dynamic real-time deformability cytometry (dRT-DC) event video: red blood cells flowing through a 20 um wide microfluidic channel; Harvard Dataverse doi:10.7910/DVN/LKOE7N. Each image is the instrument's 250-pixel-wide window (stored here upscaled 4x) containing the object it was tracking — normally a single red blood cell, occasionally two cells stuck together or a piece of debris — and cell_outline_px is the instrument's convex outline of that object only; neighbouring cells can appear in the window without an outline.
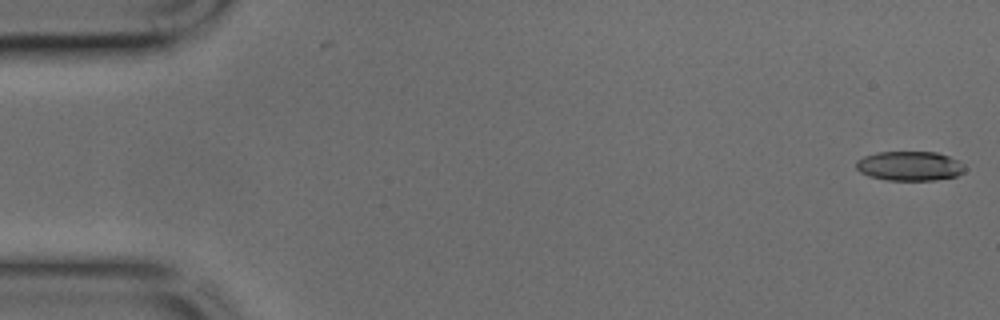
{"species": "common noctule bat (a hibernating species)", "species_latin": "Nyctalus noctula", "temperature_condition": "cold", "stored_images_in_passage": 45, "camera_frame_rate_fps": 3000, "um_per_image_px": 0.085, "animal": {"sex": "male", "body_mass_g": 17.9, "forearm_length_mm": 54.2}, "frame": {"image": 1, "passage_image": 1, "time_ms": 0.0, "image_size_px": [1000, 320], "cell_outline_px": [[968, 168], [964, 172], [956, 176], [936, 180], [888, 180], [868, 176], [860, 172], [856, 168], [856, 160], [864, 156], [876, 152], [936, 152], [948, 156], [964, 164]], "centroid_in_image_um": [77.32, 14.11], "position_along_channel_um": 7.7, "area_um2": 18.79}}
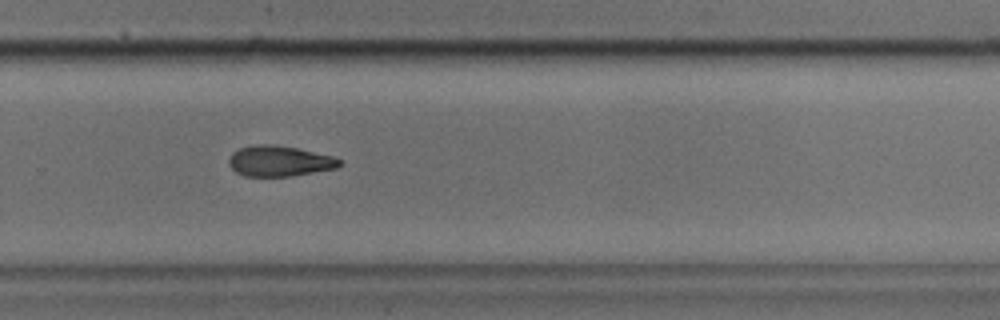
{"frame": {"image": 2, "passage_image": 30, "time_ms": 9.667, "image_size_px": [1000, 320], "cell_outline_px": [[344, 164], [336, 168], [292, 176], [244, 176], [236, 172], [228, 164], [228, 160], [232, 152], [240, 148], [256, 144], [272, 144], [296, 148], [332, 156], [340, 160]], "centroid_in_image_um": [23.73, 13.69], "position_along_channel_um": 306.1, "area_um2": 19.71}}
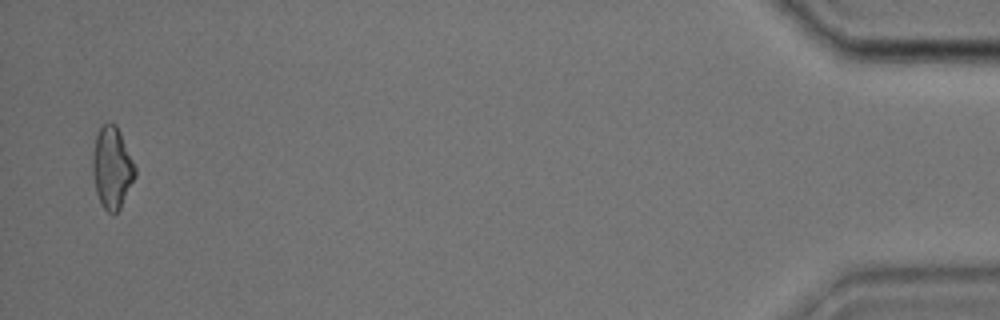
{"frame": {"image": 3, "passage_image": 44, "time_ms": 14.333, "image_size_px": [1000, 320], "cell_outline_px": [[136, 176], [120, 208], [116, 212], [108, 212], [100, 204], [96, 192], [92, 172], [92, 156], [96, 136], [100, 128], [108, 120], [116, 124], [120, 132], [136, 168]], "centroid_in_image_um": [9.51, 14.24], "position_along_channel_um": 425.7, "area_um2": 20.23}}